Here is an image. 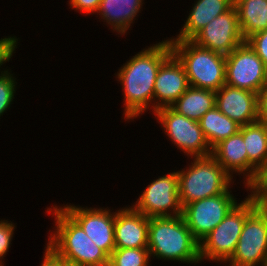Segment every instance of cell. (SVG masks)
<instances>
[{
    "label": "cell",
    "instance_id": "cell-1",
    "mask_svg": "<svg viewBox=\"0 0 267 266\" xmlns=\"http://www.w3.org/2000/svg\"><path fill=\"white\" fill-rule=\"evenodd\" d=\"M172 54L170 41H162L136 54L120 69L125 95V118H136L154 99V82L161 64Z\"/></svg>",
    "mask_w": 267,
    "mask_h": 266
},
{
    "label": "cell",
    "instance_id": "cell-2",
    "mask_svg": "<svg viewBox=\"0 0 267 266\" xmlns=\"http://www.w3.org/2000/svg\"><path fill=\"white\" fill-rule=\"evenodd\" d=\"M150 255L167 260L198 263L200 243L194 238L182 215L149 218Z\"/></svg>",
    "mask_w": 267,
    "mask_h": 266
},
{
    "label": "cell",
    "instance_id": "cell-3",
    "mask_svg": "<svg viewBox=\"0 0 267 266\" xmlns=\"http://www.w3.org/2000/svg\"><path fill=\"white\" fill-rule=\"evenodd\" d=\"M53 208L57 229L47 246L71 265L108 266L109 255L61 207Z\"/></svg>",
    "mask_w": 267,
    "mask_h": 266
},
{
    "label": "cell",
    "instance_id": "cell-4",
    "mask_svg": "<svg viewBox=\"0 0 267 266\" xmlns=\"http://www.w3.org/2000/svg\"><path fill=\"white\" fill-rule=\"evenodd\" d=\"M169 41L191 87L216 92L225 84L226 55L201 47L192 40L173 38Z\"/></svg>",
    "mask_w": 267,
    "mask_h": 266
},
{
    "label": "cell",
    "instance_id": "cell-5",
    "mask_svg": "<svg viewBox=\"0 0 267 266\" xmlns=\"http://www.w3.org/2000/svg\"><path fill=\"white\" fill-rule=\"evenodd\" d=\"M193 161L186 172H177L182 208L191 202L226 192L232 179L212 155L195 157Z\"/></svg>",
    "mask_w": 267,
    "mask_h": 266
},
{
    "label": "cell",
    "instance_id": "cell-6",
    "mask_svg": "<svg viewBox=\"0 0 267 266\" xmlns=\"http://www.w3.org/2000/svg\"><path fill=\"white\" fill-rule=\"evenodd\" d=\"M258 207L250 196L236 204L225 218L200 242V259L228 261L234 253L247 217Z\"/></svg>",
    "mask_w": 267,
    "mask_h": 266
},
{
    "label": "cell",
    "instance_id": "cell-7",
    "mask_svg": "<svg viewBox=\"0 0 267 266\" xmlns=\"http://www.w3.org/2000/svg\"><path fill=\"white\" fill-rule=\"evenodd\" d=\"M228 261L231 266H267V213L259 206L247 217Z\"/></svg>",
    "mask_w": 267,
    "mask_h": 266
},
{
    "label": "cell",
    "instance_id": "cell-8",
    "mask_svg": "<svg viewBox=\"0 0 267 266\" xmlns=\"http://www.w3.org/2000/svg\"><path fill=\"white\" fill-rule=\"evenodd\" d=\"M267 83V67L245 41L226 55L225 84L259 93Z\"/></svg>",
    "mask_w": 267,
    "mask_h": 266
},
{
    "label": "cell",
    "instance_id": "cell-9",
    "mask_svg": "<svg viewBox=\"0 0 267 266\" xmlns=\"http://www.w3.org/2000/svg\"><path fill=\"white\" fill-rule=\"evenodd\" d=\"M227 190L222 194L191 202L182 208V216L194 238L200 243L237 204Z\"/></svg>",
    "mask_w": 267,
    "mask_h": 266
},
{
    "label": "cell",
    "instance_id": "cell-10",
    "mask_svg": "<svg viewBox=\"0 0 267 266\" xmlns=\"http://www.w3.org/2000/svg\"><path fill=\"white\" fill-rule=\"evenodd\" d=\"M154 113L167 135L184 153L193 157L212 154V149L205 139L199 121L187 118L171 107L160 108Z\"/></svg>",
    "mask_w": 267,
    "mask_h": 266
},
{
    "label": "cell",
    "instance_id": "cell-11",
    "mask_svg": "<svg viewBox=\"0 0 267 266\" xmlns=\"http://www.w3.org/2000/svg\"><path fill=\"white\" fill-rule=\"evenodd\" d=\"M133 208L147 216L170 217L182 215V206L179 201L178 175L172 172L153 181L139 197ZM168 210V211H167Z\"/></svg>",
    "mask_w": 267,
    "mask_h": 266
},
{
    "label": "cell",
    "instance_id": "cell-12",
    "mask_svg": "<svg viewBox=\"0 0 267 266\" xmlns=\"http://www.w3.org/2000/svg\"><path fill=\"white\" fill-rule=\"evenodd\" d=\"M197 45L223 55L245 42L235 6L203 27L192 39Z\"/></svg>",
    "mask_w": 267,
    "mask_h": 266
},
{
    "label": "cell",
    "instance_id": "cell-13",
    "mask_svg": "<svg viewBox=\"0 0 267 266\" xmlns=\"http://www.w3.org/2000/svg\"><path fill=\"white\" fill-rule=\"evenodd\" d=\"M88 235L91 240L109 256L115 249L114 224L115 213L109 210L83 209L76 206L62 208ZM110 212V213H109Z\"/></svg>",
    "mask_w": 267,
    "mask_h": 266
},
{
    "label": "cell",
    "instance_id": "cell-14",
    "mask_svg": "<svg viewBox=\"0 0 267 266\" xmlns=\"http://www.w3.org/2000/svg\"><path fill=\"white\" fill-rule=\"evenodd\" d=\"M190 87L185 69L172 53L160 66L154 82V111L172 106ZM156 97V98H155Z\"/></svg>",
    "mask_w": 267,
    "mask_h": 266
},
{
    "label": "cell",
    "instance_id": "cell-15",
    "mask_svg": "<svg viewBox=\"0 0 267 266\" xmlns=\"http://www.w3.org/2000/svg\"><path fill=\"white\" fill-rule=\"evenodd\" d=\"M215 106L241 126L259 120L257 93L249 90L224 84L216 91Z\"/></svg>",
    "mask_w": 267,
    "mask_h": 266
},
{
    "label": "cell",
    "instance_id": "cell-16",
    "mask_svg": "<svg viewBox=\"0 0 267 266\" xmlns=\"http://www.w3.org/2000/svg\"><path fill=\"white\" fill-rule=\"evenodd\" d=\"M149 218L134 208L115 213V248H147Z\"/></svg>",
    "mask_w": 267,
    "mask_h": 266
},
{
    "label": "cell",
    "instance_id": "cell-17",
    "mask_svg": "<svg viewBox=\"0 0 267 266\" xmlns=\"http://www.w3.org/2000/svg\"><path fill=\"white\" fill-rule=\"evenodd\" d=\"M215 160L230 174L231 171L247 172L248 185L256 176L258 169L248 160L243 136L240 132L220 141L212 148ZM230 171V172H229Z\"/></svg>",
    "mask_w": 267,
    "mask_h": 266
},
{
    "label": "cell",
    "instance_id": "cell-18",
    "mask_svg": "<svg viewBox=\"0 0 267 266\" xmlns=\"http://www.w3.org/2000/svg\"><path fill=\"white\" fill-rule=\"evenodd\" d=\"M233 6L234 0H198L175 40H191L214 18L229 11Z\"/></svg>",
    "mask_w": 267,
    "mask_h": 266
},
{
    "label": "cell",
    "instance_id": "cell-19",
    "mask_svg": "<svg viewBox=\"0 0 267 266\" xmlns=\"http://www.w3.org/2000/svg\"><path fill=\"white\" fill-rule=\"evenodd\" d=\"M234 6L245 41L253 34L267 30V0H234Z\"/></svg>",
    "mask_w": 267,
    "mask_h": 266
},
{
    "label": "cell",
    "instance_id": "cell-20",
    "mask_svg": "<svg viewBox=\"0 0 267 266\" xmlns=\"http://www.w3.org/2000/svg\"><path fill=\"white\" fill-rule=\"evenodd\" d=\"M215 102V91L190 86L170 107L187 118L199 121L207 111L215 107Z\"/></svg>",
    "mask_w": 267,
    "mask_h": 266
},
{
    "label": "cell",
    "instance_id": "cell-21",
    "mask_svg": "<svg viewBox=\"0 0 267 266\" xmlns=\"http://www.w3.org/2000/svg\"><path fill=\"white\" fill-rule=\"evenodd\" d=\"M141 5L142 0H101L98 11L113 29L124 34Z\"/></svg>",
    "mask_w": 267,
    "mask_h": 266
},
{
    "label": "cell",
    "instance_id": "cell-22",
    "mask_svg": "<svg viewBox=\"0 0 267 266\" xmlns=\"http://www.w3.org/2000/svg\"><path fill=\"white\" fill-rule=\"evenodd\" d=\"M199 123L211 149L220 141L239 132L241 127L236 121L224 115L216 106L207 111Z\"/></svg>",
    "mask_w": 267,
    "mask_h": 266
},
{
    "label": "cell",
    "instance_id": "cell-23",
    "mask_svg": "<svg viewBox=\"0 0 267 266\" xmlns=\"http://www.w3.org/2000/svg\"><path fill=\"white\" fill-rule=\"evenodd\" d=\"M248 160L259 170L267 162V123L257 120L240 127Z\"/></svg>",
    "mask_w": 267,
    "mask_h": 266
},
{
    "label": "cell",
    "instance_id": "cell-24",
    "mask_svg": "<svg viewBox=\"0 0 267 266\" xmlns=\"http://www.w3.org/2000/svg\"><path fill=\"white\" fill-rule=\"evenodd\" d=\"M150 257L148 248H115L108 266H148Z\"/></svg>",
    "mask_w": 267,
    "mask_h": 266
},
{
    "label": "cell",
    "instance_id": "cell-25",
    "mask_svg": "<svg viewBox=\"0 0 267 266\" xmlns=\"http://www.w3.org/2000/svg\"><path fill=\"white\" fill-rule=\"evenodd\" d=\"M9 74L8 71H4L0 76V116L7 110L14 98L15 79Z\"/></svg>",
    "mask_w": 267,
    "mask_h": 266
},
{
    "label": "cell",
    "instance_id": "cell-26",
    "mask_svg": "<svg viewBox=\"0 0 267 266\" xmlns=\"http://www.w3.org/2000/svg\"><path fill=\"white\" fill-rule=\"evenodd\" d=\"M252 189L251 198L258 201L267 192V162L258 170L255 178L247 185ZM254 190V191H253Z\"/></svg>",
    "mask_w": 267,
    "mask_h": 266
},
{
    "label": "cell",
    "instance_id": "cell-27",
    "mask_svg": "<svg viewBox=\"0 0 267 266\" xmlns=\"http://www.w3.org/2000/svg\"><path fill=\"white\" fill-rule=\"evenodd\" d=\"M246 42L267 67V30L253 34Z\"/></svg>",
    "mask_w": 267,
    "mask_h": 266
},
{
    "label": "cell",
    "instance_id": "cell-28",
    "mask_svg": "<svg viewBox=\"0 0 267 266\" xmlns=\"http://www.w3.org/2000/svg\"><path fill=\"white\" fill-rule=\"evenodd\" d=\"M14 225L8 223V221H0V258L6 255L11 243V237L13 235ZM2 266V263L0 264Z\"/></svg>",
    "mask_w": 267,
    "mask_h": 266
},
{
    "label": "cell",
    "instance_id": "cell-29",
    "mask_svg": "<svg viewBox=\"0 0 267 266\" xmlns=\"http://www.w3.org/2000/svg\"><path fill=\"white\" fill-rule=\"evenodd\" d=\"M17 44V39L14 37L3 38L0 40V66L9 61L13 51L15 50V46Z\"/></svg>",
    "mask_w": 267,
    "mask_h": 266
},
{
    "label": "cell",
    "instance_id": "cell-30",
    "mask_svg": "<svg viewBox=\"0 0 267 266\" xmlns=\"http://www.w3.org/2000/svg\"><path fill=\"white\" fill-rule=\"evenodd\" d=\"M101 0H70L71 7L84 11L87 14L90 12H98Z\"/></svg>",
    "mask_w": 267,
    "mask_h": 266
},
{
    "label": "cell",
    "instance_id": "cell-31",
    "mask_svg": "<svg viewBox=\"0 0 267 266\" xmlns=\"http://www.w3.org/2000/svg\"><path fill=\"white\" fill-rule=\"evenodd\" d=\"M258 117L259 120L267 123V83L260 89L257 94Z\"/></svg>",
    "mask_w": 267,
    "mask_h": 266
},
{
    "label": "cell",
    "instance_id": "cell-32",
    "mask_svg": "<svg viewBox=\"0 0 267 266\" xmlns=\"http://www.w3.org/2000/svg\"><path fill=\"white\" fill-rule=\"evenodd\" d=\"M69 263L58 257L48 246L41 266H67Z\"/></svg>",
    "mask_w": 267,
    "mask_h": 266
},
{
    "label": "cell",
    "instance_id": "cell-33",
    "mask_svg": "<svg viewBox=\"0 0 267 266\" xmlns=\"http://www.w3.org/2000/svg\"><path fill=\"white\" fill-rule=\"evenodd\" d=\"M258 206L267 213V192L257 201Z\"/></svg>",
    "mask_w": 267,
    "mask_h": 266
}]
</instances>
